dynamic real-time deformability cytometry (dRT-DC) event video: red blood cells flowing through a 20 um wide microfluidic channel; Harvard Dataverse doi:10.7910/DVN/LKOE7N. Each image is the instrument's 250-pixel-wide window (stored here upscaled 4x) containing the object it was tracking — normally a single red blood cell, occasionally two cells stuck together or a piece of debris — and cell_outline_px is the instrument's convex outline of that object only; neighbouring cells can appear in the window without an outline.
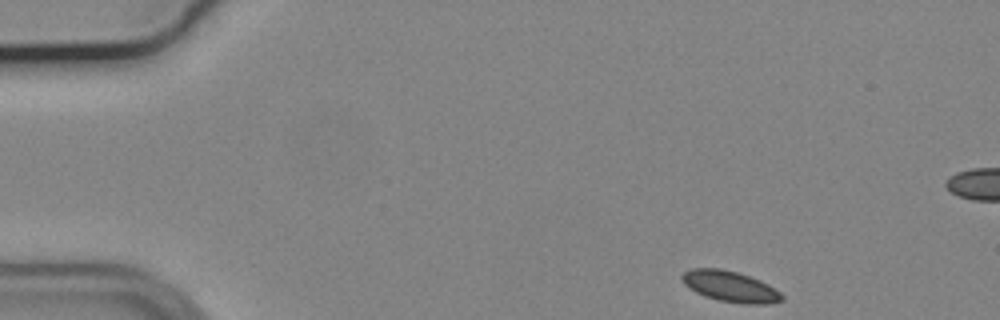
{"species": "common noctule bat (a hibernating species)", "species_latin": "Nyctalus noctula", "temperature_condition": "cold", "stored_images_in_passage": 51, "camera_frame_rate_fps": 3000, "um_per_image_px": 0.085, "animal": {"sex": "male", "body_mass_g": 19.2, "forearm_length_mm": 51.8}, "frame": {"image": 1, "passage_image": 1, "time_ms": 0.0, "image_size_px": [1000, 320], "cell_outline_px": [[784, 300], [768, 304], [744, 304], [720, 300], [704, 296], [688, 288], [684, 284], [680, 276], [684, 272], [692, 268], [720, 268], [736, 272], [760, 280], [768, 284], [780, 292], [784, 296]], "centroid_in_image_um": [62.06, 24.35], "position_along_channel_um": 22.9, "area_um2": 17.98}}
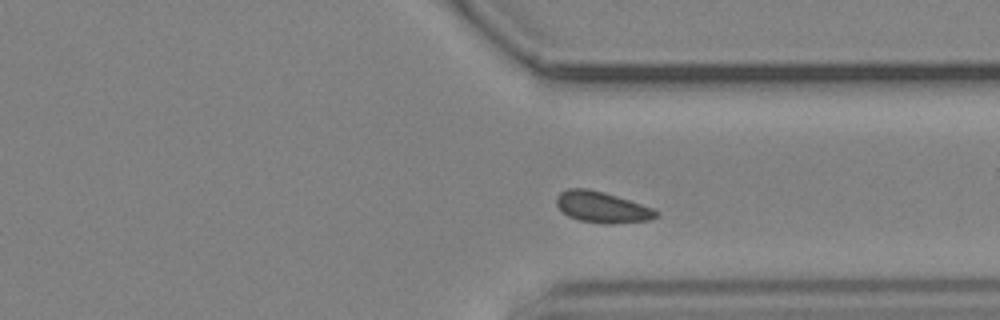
{"frame": {"image": 2, "passage_image": 36, "time_ms": 11.667, "image_size_px": [1000, 320], "cell_outline_px": [[660, 216], [652, 220], [612, 224], [604, 224], [580, 220], [568, 216], [556, 204], [556, 196], [560, 192], [568, 188], [588, 188], [604, 192], [652, 208], [660, 212]], "centroid_in_image_um": [51.2, 17.61], "position_along_channel_um": 360.2, "area_um2": 18.09}}
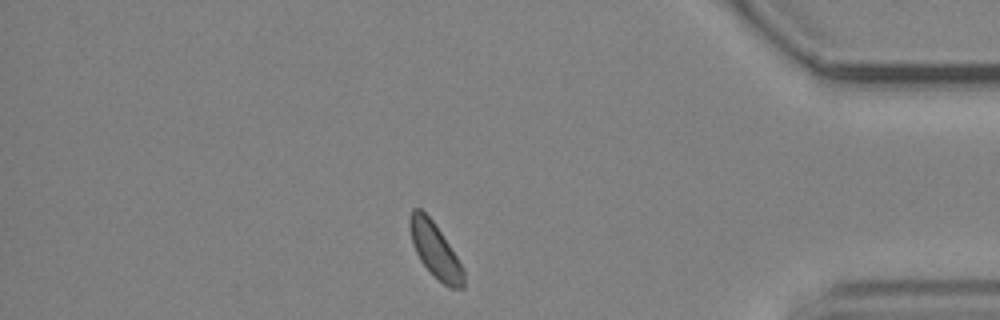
{"frame": {"image": 3, "passage_image": 42, "time_ms": 13.667, "image_size_px": [1000, 320], "cell_outline_px": [[464, 288], [448, 288], [420, 260], [412, 244], [408, 224], [408, 220], [412, 208], [420, 208], [432, 220], [456, 256], [464, 272]], "centroid_in_image_um": [36.95, 21.24], "position_along_channel_um": 398.3, "area_um2": 16.76}, "authors_computed_cell_mechanics": {"area_um2": 17.629, "velocity_mm_per_s": 3.6363, "shape_relaxation_time_tau1_ms": null, "shape_relaxation_time_tau2_ms": 10.1708, "deformation_change_tau1": null, "deformation_change_tau2": 0.1138}}